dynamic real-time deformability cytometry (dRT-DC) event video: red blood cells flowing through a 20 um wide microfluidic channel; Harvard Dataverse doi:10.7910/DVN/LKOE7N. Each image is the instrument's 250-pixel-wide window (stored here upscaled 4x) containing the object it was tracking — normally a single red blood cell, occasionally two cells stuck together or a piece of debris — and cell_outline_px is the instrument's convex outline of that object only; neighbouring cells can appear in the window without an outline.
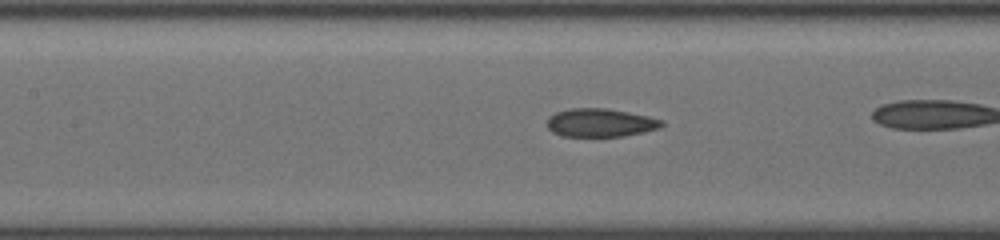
{"species": "common noctule bat (a hibernating species)", "species_latin": "Nyctalus noctula", "temperature_condition": "cold", "stored_images_in_passage": 42, "camera_frame_rate_fps": 3000, "um_per_image_px": 0.085, "animal": {"sex": "female", "body_mass_g": 19.5, "forearm_length_mm": 54.1}, "frame": {"image": 1, "passage_image": 24, "time_ms": 7.667, "image_size_px": [1000, 240], "cell_outline_px": [[664, 124], [660, 128], [644, 132], [624, 136], [560, 136], [552, 132], [548, 128], [548, 116], [556, 112], [568, 108], [608, 108], [648, 116], [664, 120]], "centroid_in_image_um": [51.03, 10.42], "position_along_channel_um": 156.4, "area_um2": 19.07}}